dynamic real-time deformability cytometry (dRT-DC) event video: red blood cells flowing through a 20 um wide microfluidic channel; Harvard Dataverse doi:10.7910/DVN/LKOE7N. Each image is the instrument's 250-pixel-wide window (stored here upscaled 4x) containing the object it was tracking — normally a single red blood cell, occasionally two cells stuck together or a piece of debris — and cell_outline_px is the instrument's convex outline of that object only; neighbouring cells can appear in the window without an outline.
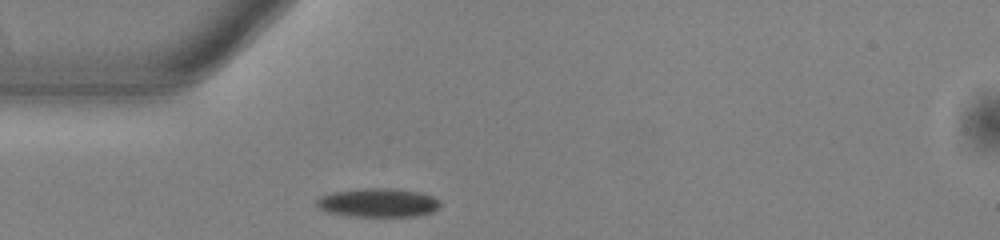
{"species": "common noctule bat (a hibernating species)", "species_latin": "Nyctalus noctula", "temperature_condition": "warm", "stored_images_in_passage": 39, "camera_frame_rate_fps": 3000, "um_per_image_px": 0.085, "animal": {"sex": "male", "body_mass_g": 13.0, "forearm_length_mm": 53.1}, "frame": {"image": 1, "passage_image": 1, "time_ms": 0.0, "image_size_px": [1000, 240], "cell_outline_px": [[440, 204], [432, 212], [416, 216], [356, 216], [328, 212], [320, 208], [316, 204], [316, 200], [320, 196], [332, 192], [368, 188], [388, 188], [420, 192], [432, 196], [440, 200]], "centroid_in_image_um": [32.14, 17.22], "position_along_channel_um": 52.9, "area_um2": 20.46}}
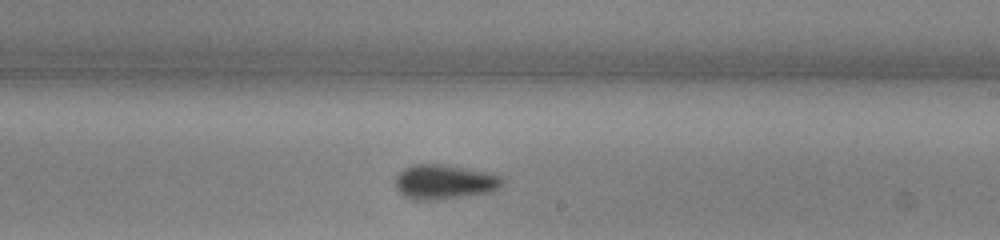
{"frame": {"image": 2, "passage_image": 17, "time_ms": 5.333, "image_size_px": [1000, 240], "cell_outline_px": [[504, 184], [492, 192], [440, 200], [412, 200], [404, 196], [396, 188], [396, 176], [404, 168], [412, 164], [440, 164], [464, 168], [484, 172], [500, 176], [504, 180]], "centroid_in_image_um": [37.76, 15.48], "position_along_channel_um": 251.2, "area_um2": 21.62}}
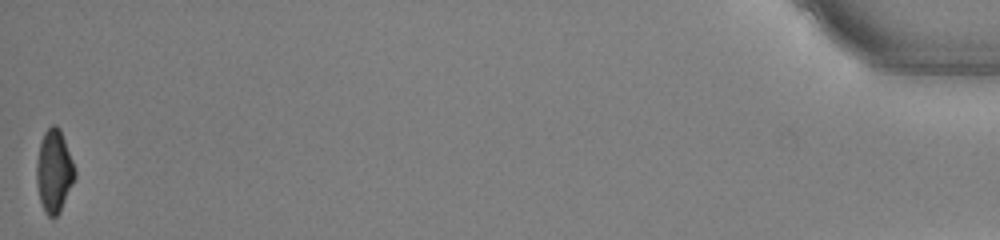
{"frame": {"image": 3, "passage_image": 39, "time_ms": 12.667, "image_size_px": [1000, 240], "cell_outline_px": [[76, 176], [60, 212], [52, 220], [44, 212], [40, 200], [36, 184], [36, 164], [40, 144], [44, 132], [52, 124], [56, 124], [60, 128], [76, 168]], "centroid_in_image_um": [4.6, 14.56], "position_along_channel_um": 430.6, "area_um2": 18.73}, "authors_computed_cell_mechanics": {"area_um2": 20.1144, "velocity_mm_per_s": 3.8644, "shape_relaxation_time_tau1_ms": 4.3221, "shape_relaxation_time_tau2_ms": 3.6944, "deformation_change_tau1": 0.1298, "deformation_change_tau2": 0.1164}}